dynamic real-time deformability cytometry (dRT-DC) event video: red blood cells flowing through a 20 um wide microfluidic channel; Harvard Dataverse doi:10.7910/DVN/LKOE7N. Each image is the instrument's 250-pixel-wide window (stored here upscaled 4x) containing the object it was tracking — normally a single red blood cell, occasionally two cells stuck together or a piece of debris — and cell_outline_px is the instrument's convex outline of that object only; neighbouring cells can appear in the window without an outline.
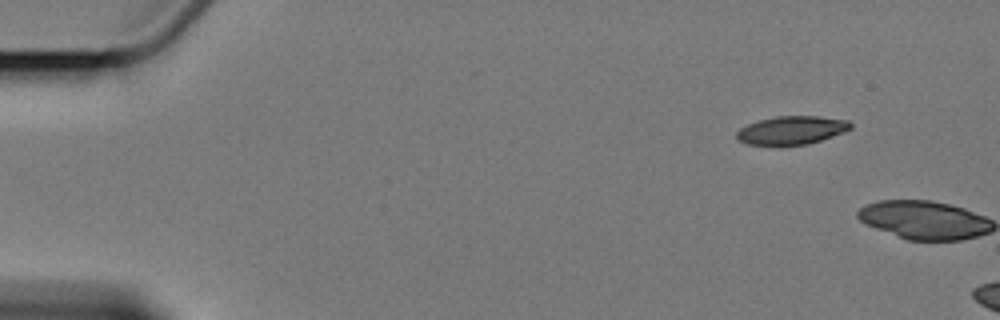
{"species": "Egyptian fruit bat (a non-hibernating species)", "species_latin": "Rousettus aegyptiacus", "temperature_condition": "cold", "stored_images_in_passage": 2, "camera_frame_rate_fps": 3000, "um_per_image_px": 0.085, "animal": {"sex": "female"}, "frame": {"image": 1, "passage_image": 1, "time_ms": 0.0, "image_size_px": [1000, 320], "cell_outline_px": [[852, 128], [844, 132], [808, 144], [780, 148], [748, 144], [736, 140], [736, 132], [740, 128], [748, 124], [760, 120], [776, 116], [820, 116], [848, 120], [852, 124]], "centroid_in_image_um": [67.25, 11.11], "position_along_channel_um": 17.8, "area_um2": 19.48}}